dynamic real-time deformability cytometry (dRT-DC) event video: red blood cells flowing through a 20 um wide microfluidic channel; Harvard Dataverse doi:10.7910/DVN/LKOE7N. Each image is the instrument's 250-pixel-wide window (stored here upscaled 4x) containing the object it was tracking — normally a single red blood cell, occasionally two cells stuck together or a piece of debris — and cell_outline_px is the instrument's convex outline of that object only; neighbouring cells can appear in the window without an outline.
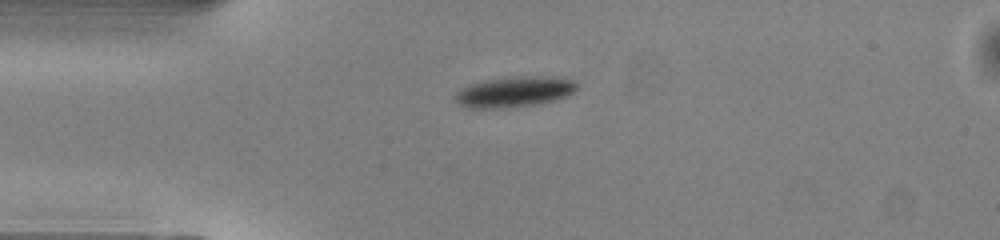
{"species": "common noctule bat (a hibernating species)", "species_latin": "Nyctalus noctula", "temperature_condition": "warm", "stored_images_in_passage": 40, "camera_frame_rate_fps": 3000, "um_per_image_px": 0.085, "animal": {"sex": "male", "body_mass_g": 13.0, "forearm_length_mm": 53.1}, "frame": {"image": 1, "passage_image": 1, "time_ms": 0.0, "image_size_px": [1000, 240], "cell_outline_px": [[580, 88], [568, 96], [556, 100], [540, 104], [512, 108], [468, 108], [456, 104], [452, 96], [460, 88], [468, 84], [484, 80], [512, 76], [552, 76], [576, 80], [580, 84]], "centroid_in_image_um": [43.74, 7.8], "position_along_channel_um": 41.3, "area_um2": 22.72}}
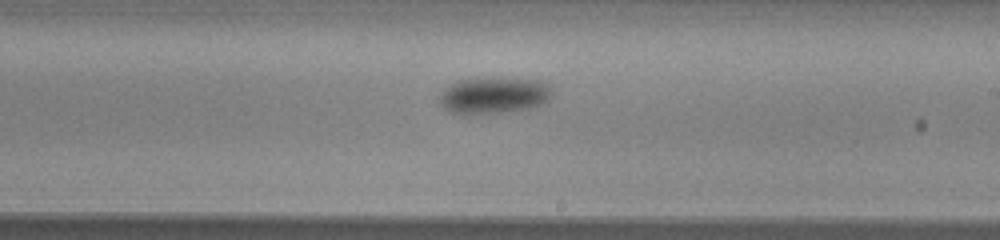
{"frame": {"image": 2, "passage_image": 18, "time_ms": 5.667, "image_size_px": [1000, 240], "cell_outline_px": [[552, 96], [548, 100], [540, 104], [528, 108], [500, 112], [452, 112], [444, 108], [440, 104], [440, 96], [444, 88], [460, 80], [476, 76], [504, 76], [544, 80], [552, 88]], "centroid_in_image_um": [42.04, 8.01], "position_along_channel_um": 247.0, "area_um2": 24.28}}
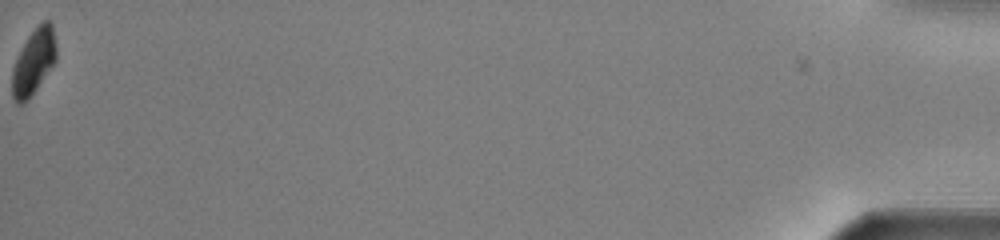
{"frame": {"image": 3, "passage_image": 40, "time_ms": 13.0, "image_size_px": [1000, 240], "cell_outline_px": [[56, 60], [28, 100], [24, 104], [16, 104], [12, 96], [12, 68], [28, 36], [44, 20], [48, 20], [52, 24], [56, 44]], "centroid_in_image_um": [2.86, 5.28], "position_along_channel_um": 432.3, "area_um2": 16.59}, "authors_computed_cell_mechanics": {"area_um2": 22.253, "velocity_mm_per_s": 4.0232, "shape_relaxation_time_tau1_ms": 2.0583, "shape_relaxation_time_tau2_ms": null, "deformation_change_tau1": 0.1008, "deformation_change_tau2": null}}